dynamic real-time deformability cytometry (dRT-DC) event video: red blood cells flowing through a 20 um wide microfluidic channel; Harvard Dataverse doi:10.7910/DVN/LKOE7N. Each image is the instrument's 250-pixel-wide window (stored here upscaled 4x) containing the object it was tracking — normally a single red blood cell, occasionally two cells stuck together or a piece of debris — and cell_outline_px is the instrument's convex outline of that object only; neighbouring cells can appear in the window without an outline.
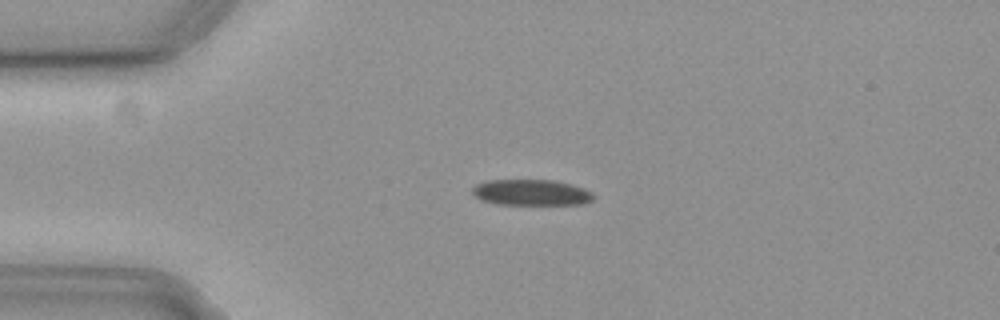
{"species": "common noctule bat (a hibernating species)", "species_latin": "Nyctalus noctula", "temperature_condition": "cold", "stored_images_in_passage": 27, "camera_frame_rate_fps": 3000, "um_per_image_px": 0.085, "animal": {"sex": "female", "body_mass_g": 19.3, "forearm_length_mm": 54.1}, "frame": {"image": 1, "passage_image": 1, "time_ms": 0.0, "image_size_px": [1000, 320], "cell_outline_px": [[596, 196], [592, 200], [580, 204], [500, 204], [480, 200], [472, 192], [472, 188], [476, 184], [488, 180], [556, 180], [572, 184], [584, 188], [592, 192]], "centroid_in_image_um": [45.18, 16.35], "position_along_channel_um": 39.8, "area_um2": 18.32}}
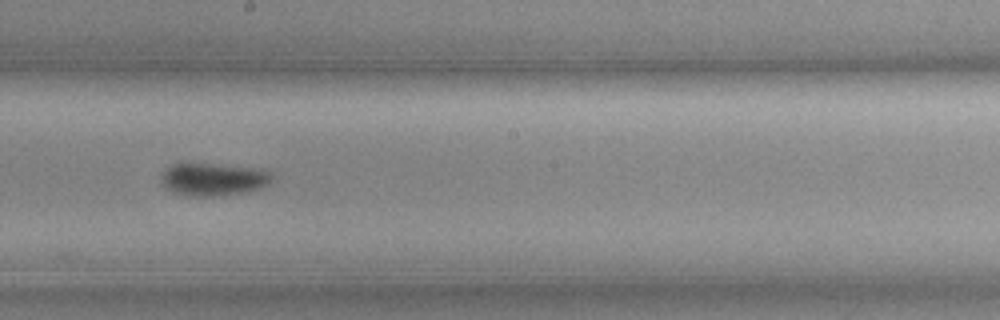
{"frame": {"image": 2, "passage_image": 19, "time_ms": 6.0, "image_size_px": [1000, 320], "cell_outline_px": [[272, 184], [264, 188], [248, 192], [216, 196], [188, 196], [172, 192], [164, 184], [164, 172], [172, 164], [208, 164], [264, 168], [272, 172]], "centroid_in_image_um": [18.29, 15.25], "position_along_channel_um": 229.9, "area_um2": 21.15}}
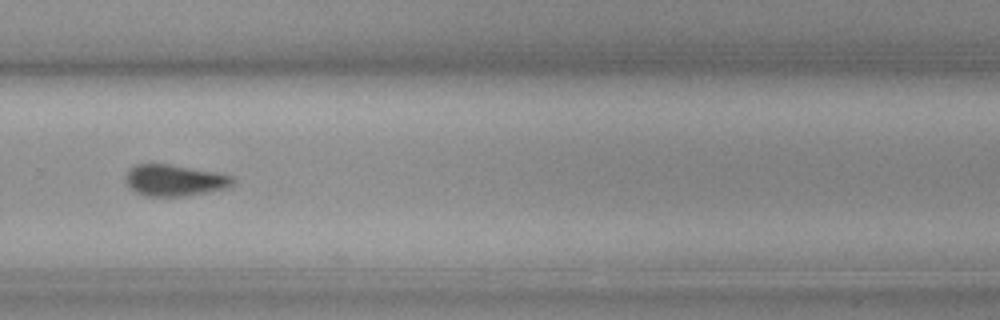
{"frame": {"image": 3, "passage_image": 26, "time_ms": 8.333, "image_size_px": [1000, 320], "cell_outline_px": [[232, 184], [224, 188], [208, 192], [184, 196], [144, 196], [128, 188], [124, 180], [124, 176], [136, 164], [168, 164], [216, 172], [232, 176]], "centroid_in_image_um": [14.77, 15.33], "position_along_channel_um": 315.0, "area_um2": 19.48}}